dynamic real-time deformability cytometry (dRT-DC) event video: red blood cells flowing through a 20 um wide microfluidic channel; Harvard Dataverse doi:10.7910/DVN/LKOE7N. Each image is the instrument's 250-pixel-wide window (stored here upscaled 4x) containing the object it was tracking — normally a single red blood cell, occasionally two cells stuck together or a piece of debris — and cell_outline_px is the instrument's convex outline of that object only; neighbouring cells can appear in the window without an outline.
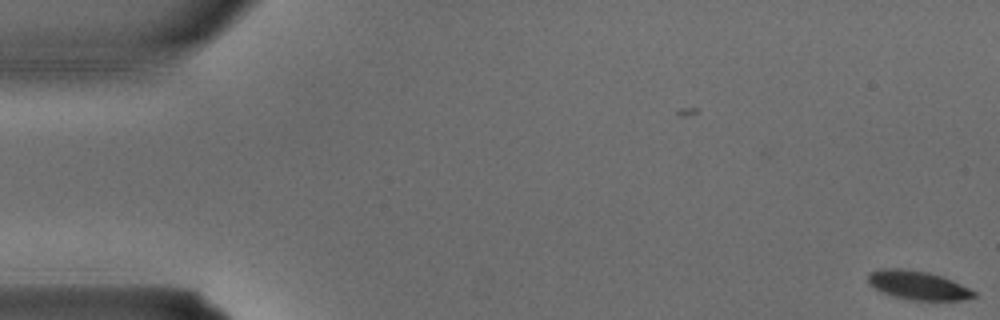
{"species": "common noctule bat (a hibernating species)", "species_latin": "Nyctalus noctula", "temperature_condition": "warm", "stored_images_in_passage": 5, "camera_frame_rate_fps": 3000, "um_per_image_px": 0.085, "animal": {"sex": "male", "body_mass_g": 15.6}, "frame": {"image": 1, "passage_image": 1, "time_ms": 0.0, "image_size_px": [1000, 320], "cell_outline_px": [[976, 296], [964, 300], [912, 300], [896, 296], [884, 292], [868, 284], [868, 272], [880, 268], [900, 268], [928, 272], [952, 280], [976, 292]], "centroid_in_image_um": [78.01, 24.23], "position_along_channel_um": 7.0, "area_um2": 17.57}}
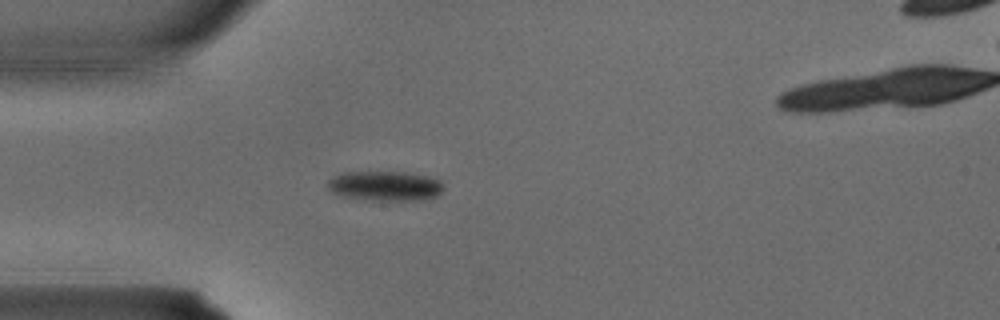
{"frame": {"image": 2, "passage_image": 5, "time_ms": 1.333, "image_size_px": [1000, 320], "cell_outline_px": [[444, 188], [436, 196], [428, 200], [380, 200], [344, 196], [332, 192], [328, 188], [328, 180], [344, 172], [404, 172], [428, 176], [440, 180]], "centroid_in_image_um": [32.78, 15.8], "position_along_channel_um": 52.2, "area_um2": 19.88}}